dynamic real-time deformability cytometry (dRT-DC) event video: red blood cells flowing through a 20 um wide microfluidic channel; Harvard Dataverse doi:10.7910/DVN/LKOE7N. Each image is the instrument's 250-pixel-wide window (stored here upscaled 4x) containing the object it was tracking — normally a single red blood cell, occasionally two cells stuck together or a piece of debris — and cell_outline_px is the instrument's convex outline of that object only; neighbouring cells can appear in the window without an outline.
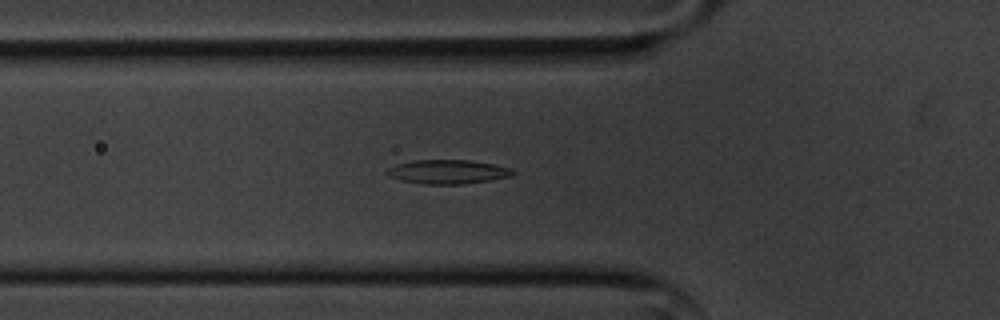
{"species": "common noctule bat (a hibernating species)", "species_latin": "Nyctalus noctula", "temperature_condition": "cold", "stored_images_in_passage": 42, "camera_frame_rate_fps": 3000, "um_per_image_px": 0.085, "animal": {"sex": "male", "body_mass_g": 20.1, "forearm_length_mm": 53.5}, "frame": {"image": 1, "passage_image": 12, "time_ms": 3.667, "image_size_px": [1000, 320], "cell_outline_px": [[516, 172], [512, 176], [464, 184], [420, 184], [400, 180], [388, 176], [384, 172], [388, 168], [396, 164], [412, 160], [468, 160], [492, 164], [512, 168]], "centroid_in_image_um": [38.02, 14.6], "position_along_channel_um": 87.8, "area_um2": 17.74}}
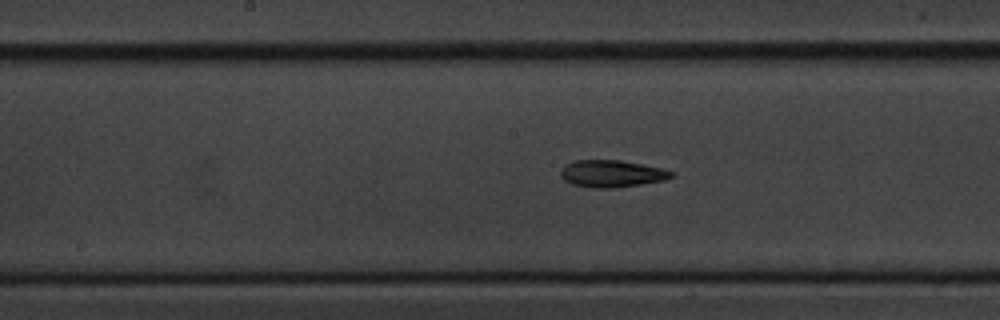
{"frame": {"image": 2, "passage_image": 21, "time_ms": 6.667, "image_size_px": [1000, 320], "cell_outline_px": [[672, 176], [664, 180], [616, 188], [592, 188], [572, 184], [564, 180], [560, 176], [560, 168], [564, 164], [576, 160], [620, 160], [660, 168], [672, 172]], "centroid_in_image_um": [51.91, 14.76], "position_along_channel_um": 196.3, "area_um2": 17.4}}
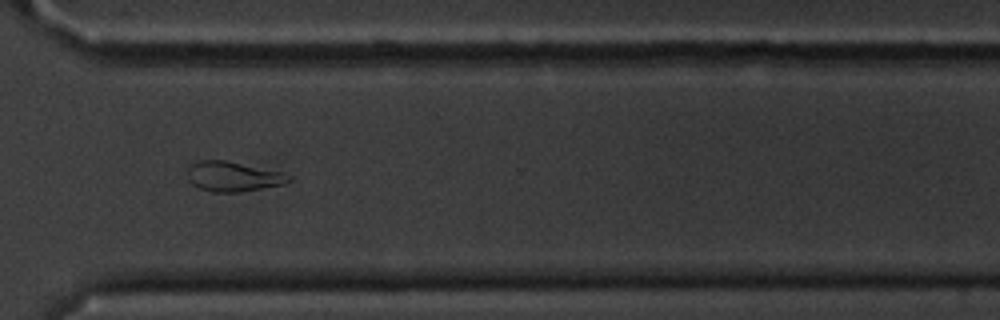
{"frame": {"image": 3, "passage_image": 34, "time_ms": 11.0, "image_size_px": [1000, 320], "cell_outline_px": [[292, 180], [284, 184], [240, 192], [212, 192], [200, 188], [192, 184], [188, 180], [188, 164], [200, 160], [224, 160], [280, 172], [292, 176]], "centroid_in_image_um": [19.78, 15.0], "position_along_channel_um": 350.8, "area_um2": 17.57}, "authors_computed_cell_mechanics": {"area_um2": 17.3978, "velocity_mm_per_s": 3.581, "shape_relaxation_time_tau1_ms": 7.7808, "shape_relaxation_time_tau2_ms": 10.4025, "deformation_change_tau1": 0.1736, "deformation_change_tau2": 0.2075}}